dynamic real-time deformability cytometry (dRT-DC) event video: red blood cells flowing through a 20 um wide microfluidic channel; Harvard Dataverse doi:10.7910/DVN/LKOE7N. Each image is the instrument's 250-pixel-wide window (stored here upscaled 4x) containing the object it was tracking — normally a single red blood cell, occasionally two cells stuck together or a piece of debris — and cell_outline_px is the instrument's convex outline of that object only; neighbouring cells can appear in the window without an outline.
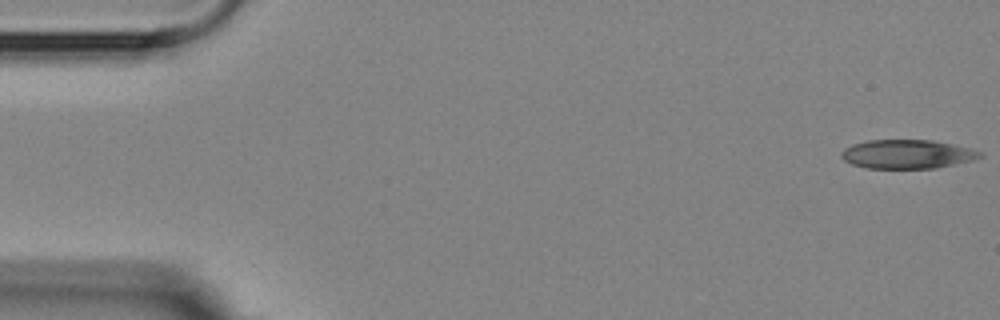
{"species": "Egyptian fruit bat (a non-hibernating species)", "species_latin": "Rousettus aegyptiacus", "temperature_condition": "room temperature", "stored_images_in_passage": 4, "camera_frame_rate_fps": 3000, "um_per_image_px": 0.085, "animal": {"sex": "female"}, "frame": {"image": 1, "passage_image": 1, "time_ms": 0.0, "image_size_px": [1000, 320], "cell_outline_px": [[984, 156], [976, 160], [936, 168], [868, 168], [852, 164], [844, 160], [840, 156], [840, 152], [844, 148], [852, 144], [868, 140], [932, 140], [952, 144], [984, 152]], "centroid_in_image_um": [77.14, 13.1], "position_along_channel_um": 7.9, "area_um2": 23.52}}
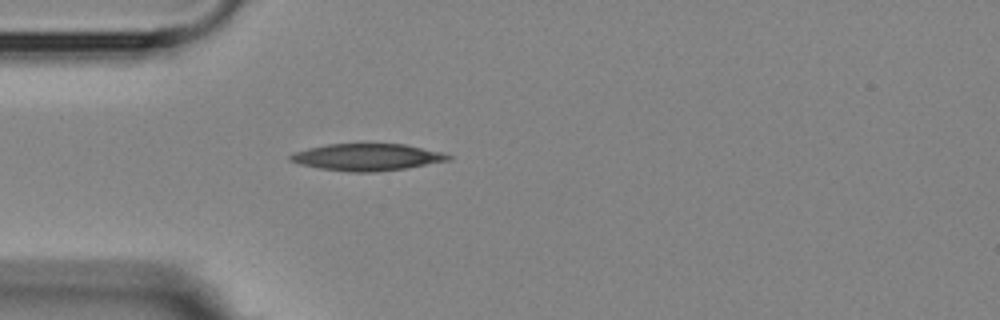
{"frame": {"image": 2, "passage_image": 4, "time_ms": 4.667, "image_size_px": [1000, 320], "cell_outline_px": [[452, 160], [408, 168], [372, 172], [348, 172], [320, 168], [300, 164], [288, 160], [288, 156], [296, 152], [308, 148], [328, 144], [404, 144], [440, 152], [452, 156]], "centroid_in_image_um": [31.21, 13.36], "position_along_channel_um": 53.8, "area_um2": 24.68}}